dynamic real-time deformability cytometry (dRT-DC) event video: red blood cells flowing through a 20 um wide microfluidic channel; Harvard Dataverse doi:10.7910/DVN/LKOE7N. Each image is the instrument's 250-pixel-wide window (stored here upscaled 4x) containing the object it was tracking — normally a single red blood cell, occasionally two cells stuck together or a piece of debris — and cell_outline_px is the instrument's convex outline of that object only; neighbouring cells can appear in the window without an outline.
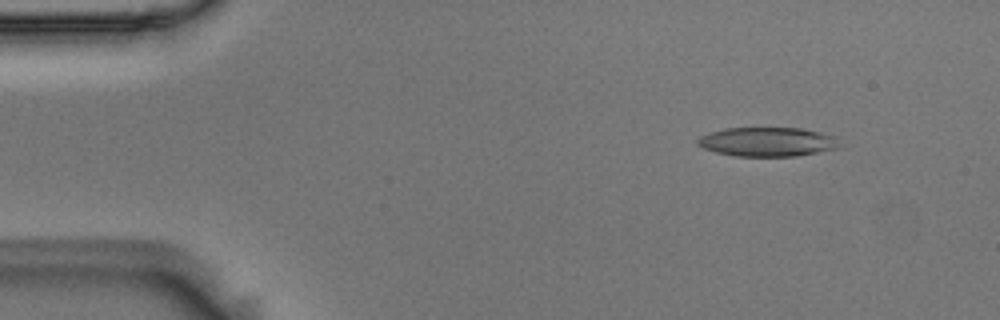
{"species": "Egyptian fruit bat (a non-hibernating species)", "species_latin": "Rousettus aegyptiacus", "temperature_condition": "room temperature", "stored_images_in_passage": 54, "camera_frame_rate_fps": 3000, "um_per_image_px": 0.085, "animal": {"sex": "male"}, "frame": {"image": 1, "passage_image": 6, "time_ms": 1.667, "image_size_px": [1000, 320], "cell_outline_px": [[840, 148], [796, 156], [736, 156], [716, 152], [704, 148], [696, 144], [696, 140], [700, 136], [708, 132], [724, 128], [800, 128], [820, 132], [836, 136]], "centroid_in_image_um": [65.22, 12.05], "position_along_channel_um": 19.8, "area_um2": 24.22}}
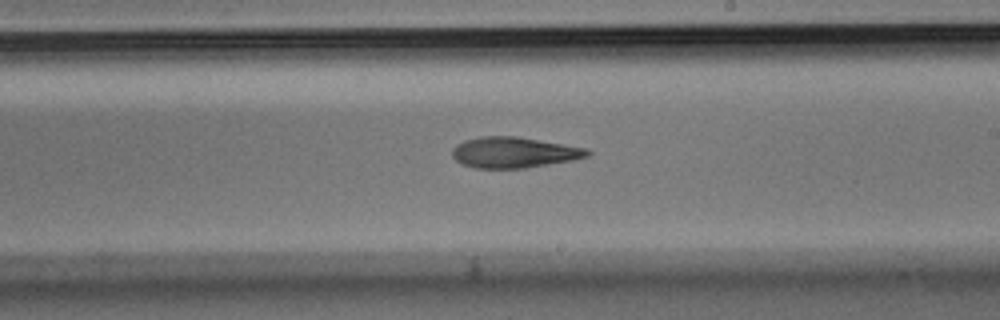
{"frame": {"image": 2, "passage_image": 31, "time_ms": 10.0, "image_size_px": [1000, 320], "cell_outline_px": [[592, 152], [588, 156], [576, 160], [524, 168], [476, 168], [460, 164], [452, 156], [452, 148], [456, 144], [464, 140], [480, 136], [516, 136], [588, 148]], "centroid_in_image_um": [43.69, 12.96], "position_along_channel_um": 245.3, "area_um2": 24.51}}
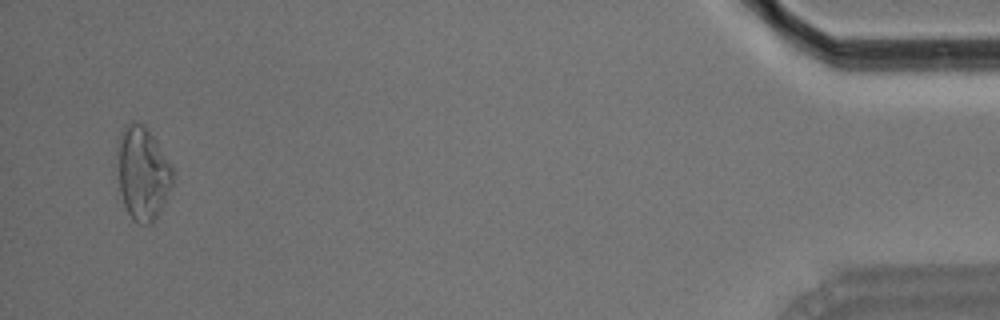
{"frame": {"image": 3, "passage_image": 52, "time_ms": 17.0, "image_size_px": [1000, 320], "cell_outline_px": [[172, 184], [152, 224], [140, 224], [132, 220], [124, 204], [120, 192], [112, 164], [120, 132], [132, 120], [136, 120], [144, 124], [172, 164]], "centroid_in_image_um": [12.03, 14.67], "position_along_channel_um": 423.2, "area_um2": 30.87}, "authors_computed_cell_mechanics": {"area_um2": 24.7095, "velocity_mm_per_s": 3.7117, "shape_relaxation_time_tau1_ms": 8.1409, "shape_relaxation_time_tau2_ms": null, "deformation_change_tau1": 0.197, "deformation_change_tau2": null}}